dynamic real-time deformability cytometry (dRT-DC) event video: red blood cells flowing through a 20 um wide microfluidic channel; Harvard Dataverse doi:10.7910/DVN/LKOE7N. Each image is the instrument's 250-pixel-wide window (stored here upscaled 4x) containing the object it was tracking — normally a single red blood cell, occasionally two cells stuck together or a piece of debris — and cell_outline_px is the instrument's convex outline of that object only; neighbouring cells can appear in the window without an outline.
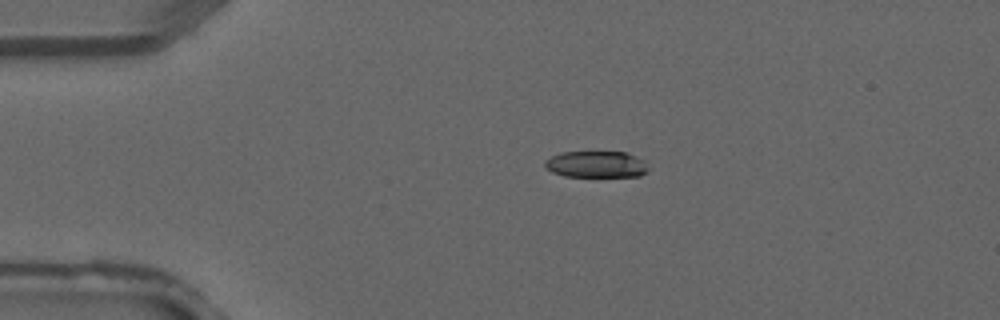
{"species": "common noctule bat (a hibernating species)", "species_latin": "Nyctalus noctula", "temperature_condition": "warm", "stored_images_in_passage": 3, "camera_frame_rate_fps": 3000, "um_per_image_px": 0.085, "animal": {"sex": "male", "forearm_length_mm": 52.5}, "frame": {"image": 1, "passage_image": 1, "time_ms": 0.0, "image_size_px": [1000, 320], "cell_outline_px": [[648, 172], [640, 176], [564, 176], [552, 172], [544, 164], [544, 160], [560, 152], [624, 152], [636, 156], [644, 160], [648, 168]], "centroid_in_image_um": [50.69, 13.96], "position_along_channel_um": 34.3, "area_um2": 15.95}}